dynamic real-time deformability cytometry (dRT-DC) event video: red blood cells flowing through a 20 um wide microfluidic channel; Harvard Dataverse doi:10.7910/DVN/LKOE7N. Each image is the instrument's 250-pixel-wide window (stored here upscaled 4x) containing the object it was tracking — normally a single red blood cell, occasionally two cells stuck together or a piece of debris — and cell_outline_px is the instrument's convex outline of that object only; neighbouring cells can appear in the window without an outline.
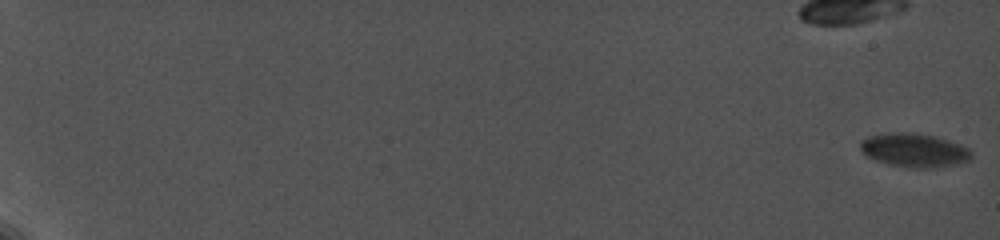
{"species": "common noctule bat (a hibernating species)", "species_latin": "Nyctalus noctula", "temperature_condition": "cold", "stored_images_in_passage": 16, "camera_frame_rate_fps": 5000, "um_per_image_px": 0.085, "animal": {"sex": "female", "body_mass_g": 19.0, "forearm_length_mm": 56.7}, "frame": {"image": 1, "passage_image": 1, "time_ms": 0.0, "image_size_px": [1000, 240], "cell_outline_px": [[972, 156], [968, 160], [956, 164], [936, 168], [912, 168], [888, 164], [876, 160], [868, 156], [860, 148], [860, 144], [868, 136], [888, 132], [912, 132], [936, 136], [960, 144], [968, 148], [972, 152]], "centroid_in_image_um": [77.73, 12.76], "position_along_channel_um": 7.3, "area_um2": 21.85}}